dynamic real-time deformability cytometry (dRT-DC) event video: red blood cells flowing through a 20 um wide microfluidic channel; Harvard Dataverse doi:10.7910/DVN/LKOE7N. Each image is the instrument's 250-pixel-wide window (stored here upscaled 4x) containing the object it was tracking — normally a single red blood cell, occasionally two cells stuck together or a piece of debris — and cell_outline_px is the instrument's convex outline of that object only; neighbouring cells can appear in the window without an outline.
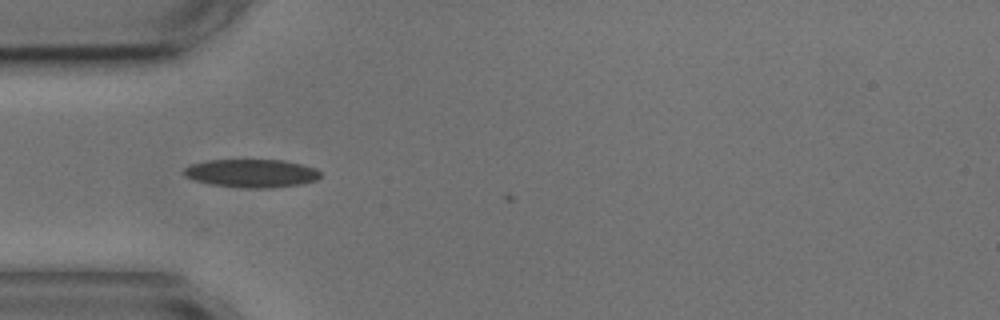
{"species": "common noctule bat (a hibernating species)", "species_latin": "Nyctalus noctula", "temperature_condition": "cold", "stored_images_in_passage": 1, "camera_frame_rate_fps": 3000, "um_per_image_px": 0.085, "animal": {"sex": "male", "body_mass_g": 17.9, "forearm_length_mm": 54.2}, "frame": {"image": 1, "passage_image": 1, "time_ms": 0.0, "image_size_px": [1000, 320], "cell_outline_px": [[320, 176], [316, 180], [300, 184], [272, 188], [244, 188], [212, 184], [196, 180], [184, 176], [184, 168], [192, 164], [208, 160], [284, 160], [316, 168], [320, 172]], "centroid_in_image_um": [21.4, 14.73], "position_along_channel_um": 63.6, "area_um2": 22.31}}